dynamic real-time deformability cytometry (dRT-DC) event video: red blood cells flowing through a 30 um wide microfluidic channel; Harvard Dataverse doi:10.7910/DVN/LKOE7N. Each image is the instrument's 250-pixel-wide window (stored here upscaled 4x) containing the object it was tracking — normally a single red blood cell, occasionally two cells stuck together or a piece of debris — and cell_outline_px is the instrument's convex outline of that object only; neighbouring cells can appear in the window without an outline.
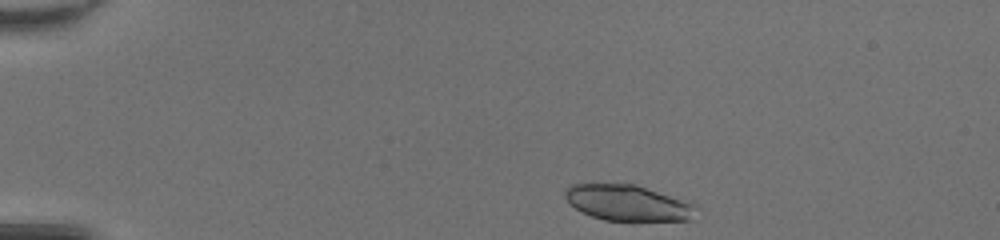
{"species": "common noctule bat (a hibernating species)", "species_latin": "Nyctalus noctula", "temperature_condition": "room temperature", "stored_images_in_passage": 41, "camera_frame_rate_fps": 3000, "um_per_image_px": 0.085, "animal": {"sex": "female", "body_mass_g": 20.0, "forearm_length_mm": 54.0}, "frame": {"image": 1, "passage_image": 1, "time_ms": 0.0, "image_size_px": [1000, 240], "cell_outline_px": [[700, 204], [688, 220], [604, 220], [592, 216], [568, 204], [564, 196], [564, 192], [572, 184], [636, 184], [692, 200]], "centroid_in_image_um": [53.44, 17.22], "position_along_channel_um": 31.6, "area_um2": 27.69}}
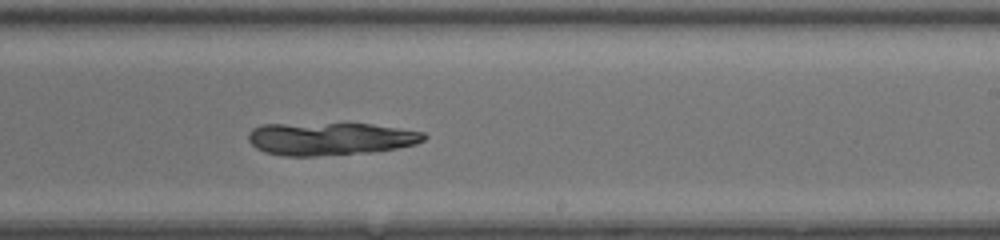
{"frame": {"image": 2, "passage_image": 23, "time_ms": 7.333, "image_size_px": [1000, 240], "cell_outline_px": [[428, 136], [424, 140], [416, 144], [396, 148], [372, 152], [312, 156], [284, 156], [264, 152], [256, 148], [248, 140], [248, 132], [252, 128], [260, 124], [372, 124], [424, 132]], "centroid_in_image_um": [28.05, 11.8], "position_along_channel_um": 261.0, "area_um2": 33.52}}
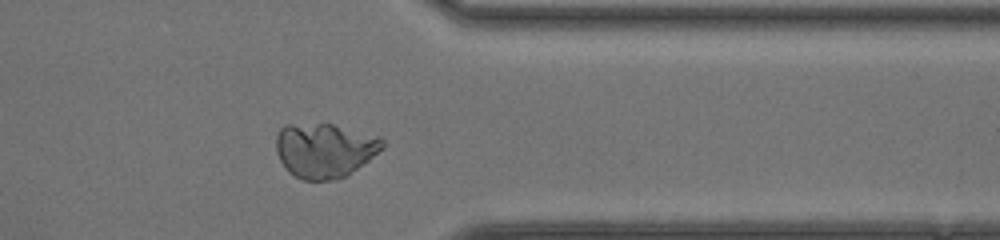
{"frame": {"image": 3, "passage_image": 32, "time_ms": 10.333, "image_size_px": [1000, 240], "cell_outline_px": [[384, 148], [348, 176], [336, 180], [304, 180], [288, 172], [280, 160], [276, 152], [276, 136], [280, 128], [284, 124], [332, 124], [380, 136], [384, 140]], "centroid_in_image_um": [27.6, 12.77], "position_along_channel_um": 383.8, "area_um2": 34.1}}